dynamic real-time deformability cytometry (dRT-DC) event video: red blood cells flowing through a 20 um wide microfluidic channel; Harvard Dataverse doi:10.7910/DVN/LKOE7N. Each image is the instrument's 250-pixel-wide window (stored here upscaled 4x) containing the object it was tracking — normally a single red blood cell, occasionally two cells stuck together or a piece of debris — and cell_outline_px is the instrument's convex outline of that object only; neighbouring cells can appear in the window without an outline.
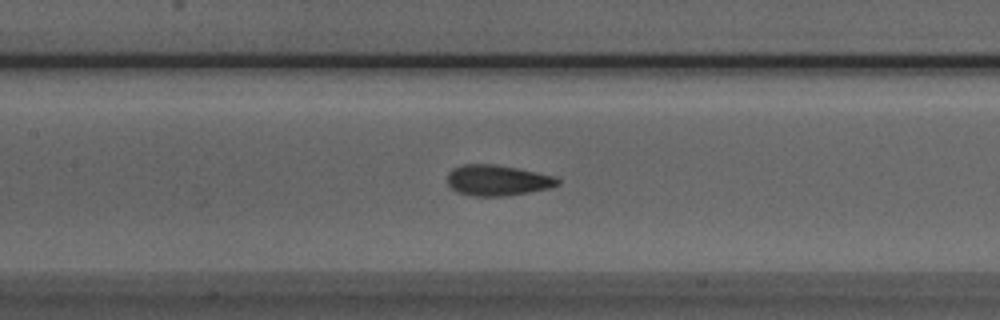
{"species": "Egyptian fruit bat (a non-hibernating species)", "species_latin": "Rousettus aegyptiacus", "temperature_condition": "room temperature", "stored_images_in_passage": 34, "camera_frame_rate_fps": 3000, "um_per_image_px": 0.085, "animal": {"sex": "male"}, "frame": {"image": 1, "passage_image": 11, "time_ms": 3.333, "image_size_px": [1000, 320], "cell_outline_px": [[560, 184], [552, 188], [504, 196], [472, 196], [456, 192], [448, 184], [448, 172], [452, 168], [464, 164], [496, 164], [520, 168], [556, 176], [560, 180]], "centroid_in_image_um": [42.31, 15.32], "position_along_channel_um": 165.1, "area_um2": 20.06}}
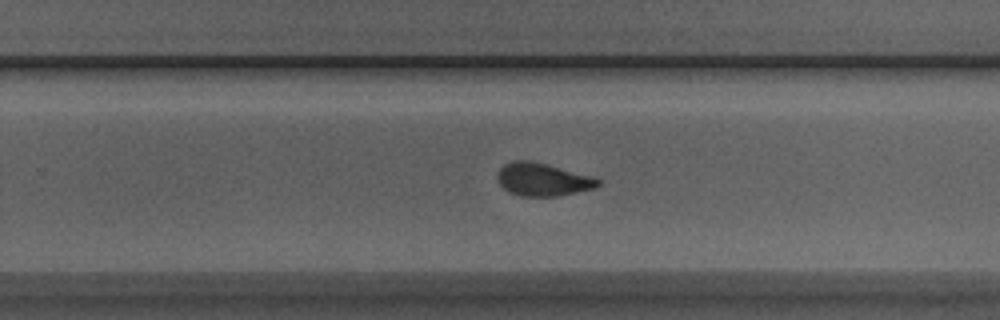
{"frame": {"image": 2, "passage_image": 20, "time_ms": 6.333, "image_size_px": [1000, 320], "cell_outline_px": [[600, 184], [596, 188], [560, 196], [520, 196], [508, 192], [496, 180], [496, 172], [504, 164], [512, 160], [532, 160], [548, 164], [592, 176], [600, 180]], "centroid_in_image_um": [46.1, 15.25], "position_along_channel_um": 283.7, "area_um2": 19.65}}
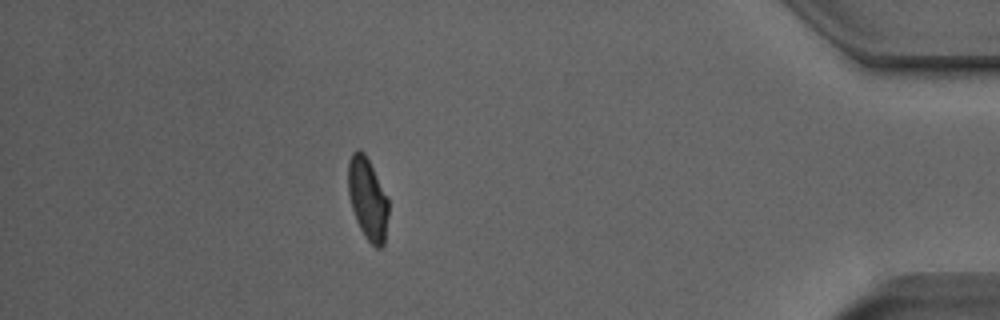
{"frame": {"image": 3, "passage_image": 33, "time_ms": 10.667, "image_size_px": [1000, 320], "cell_outline_px": [[388, 216], [384, 244], [380, 248], [376, 248], [364, 236], [356, 220], [352, 208], [348, 192], [348, 160], [352, 152], [356, 148], [360, 148], [364, 152], [388, 200]], "centroid_in_image_um": [31.23, 16.89], "position_along_channel_um": 404.0, "area_um2": 19.07}}